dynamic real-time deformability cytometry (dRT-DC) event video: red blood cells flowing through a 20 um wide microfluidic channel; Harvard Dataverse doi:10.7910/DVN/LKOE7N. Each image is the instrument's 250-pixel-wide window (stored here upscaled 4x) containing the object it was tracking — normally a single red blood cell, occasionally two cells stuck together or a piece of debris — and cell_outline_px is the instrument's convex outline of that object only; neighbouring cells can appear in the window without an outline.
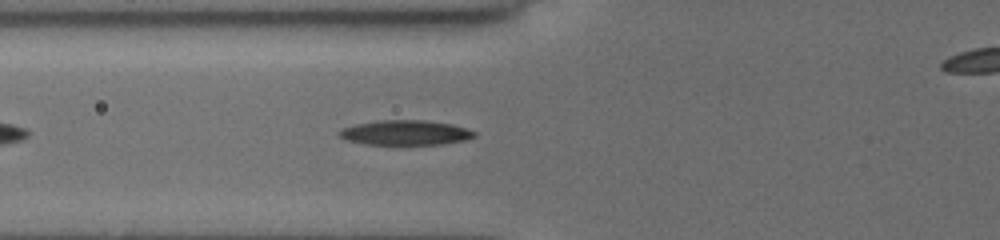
{"species": "common noctule bat (a hibernating species)", "species_latin": "Nyctalus noctula", "temperature_condition": "cold", "stored_images_in_passage": 36, "camera_frame_rate_fps": 3000, "um_per_image_px": 0.085, "animal": {"sex": "female", "body_mass_g": 19.5, "forearm_length_mm": 54.1}, "frame": {"image": 1, "passage_image": 7, "time_ms": 2.0, "image_size_px": [1000, 240], "cell_outline_px": [[476, 136], [464, 140], [444, 144], [368, 144], [348, 140], [340, 136], [336, 132], [340, 128], [356, 124], [376, 120], [424, 120], [452, 124], [476, 132]], "centroid_in_image_um": [34.43, 11.27], "position_along_channel_um": 91.4, "area_um2": 19.48}}
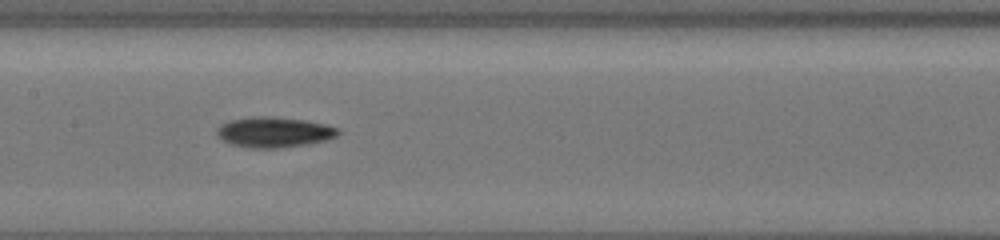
{"frame": {"image": 2, "passage_image": 14, "time_ms": 4.333, "image_size_px": [1000, 240], "cell_outline_px": [[340, 132], [336, 136], [328, 140], [308, 144], [276, 148], [252, 148], [232, 144], [224, 140], [216, 132], [216, 128], [228, 120], [248, 116], [272, 116], [304, 120], [324, 124], [340, 128]], "centroid_in_image_um": [23.31, 11.22], "position_along_channel_um": 184.1, "area_um2": 21.56}}
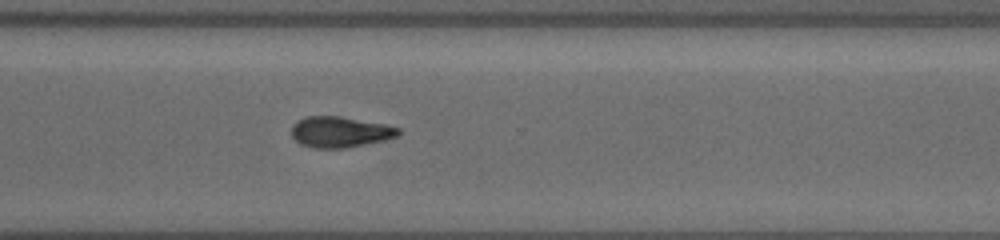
{"frame": {"image": 3, "passage_image": 26, "time_ms": 8.333, "image_size_px": [1000, 240], "cell_outline_px": [[400, 132], [396, 136], [384, 140], [344, 148], [312, 148], [300, 144], [292, 136], [292, 124], [296, 120], [308, 116], [340, 116], [384, 124], [400, 128]], "centroid_in_image_um": [28.86, 11.21], "position_along_channel_um": 341.7, "area_um2": 19.13}}